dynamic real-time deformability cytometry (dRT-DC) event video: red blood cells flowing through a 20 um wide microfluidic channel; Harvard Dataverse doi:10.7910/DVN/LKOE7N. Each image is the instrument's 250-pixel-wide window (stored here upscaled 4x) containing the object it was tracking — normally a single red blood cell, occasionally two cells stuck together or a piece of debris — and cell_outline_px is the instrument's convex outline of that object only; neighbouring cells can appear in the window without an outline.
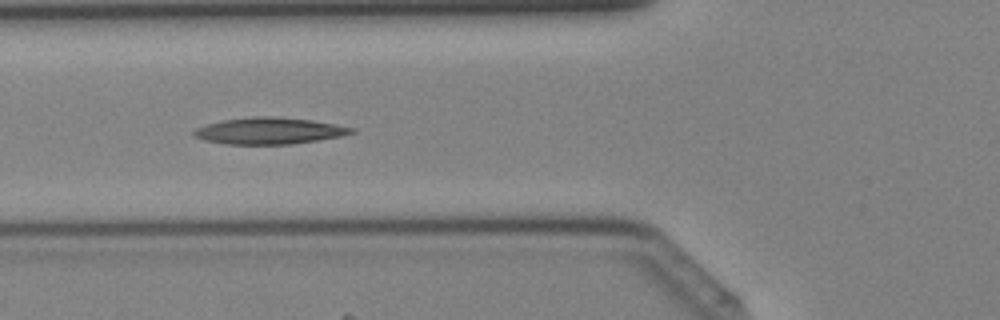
{"species": "Egyptian fruit bat (a non-hibernating species)", "species_latin": "Rousettus aegyptiacus", "temperature_condition": "cold", "stored_images_in_passage": 28, "camera_frame_rate_fps": 3000, "um_per_image_px": 0.085, "animal": {"sex": "female"}, "frame": {"image": 1, "passage_image": 7, "time_ms": 2.0, "image_size_px": [1000, 320], "cell_outline_px": [[356, 132], [340, 136], [292, 144], [224, 144], [204, 140], [192, 136], [192, 132], [196, 128], [208, 124], [224, 120], [252, 116], [276, 116], [312, 120], [336, 124], [356, 128]], "centroid_in_image_um": [22.88, 11.11], "position_along_channel_um": 102.9, "area_um2": 24.45}}
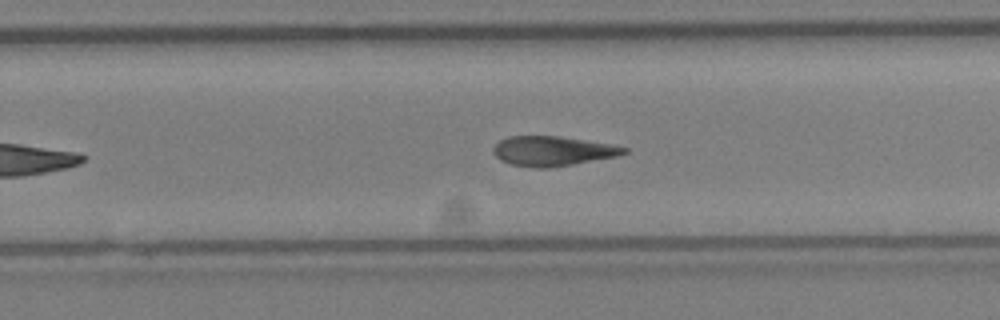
{"frame": {"image": 2, "passage_image": 18, "time_ms": 5.667, "image_size_px": [1000, 320], "cell_outline_px": [[628, 152], [616, 156], [572, 164], [548, 168], [532, 168], [512, 164], [500, 160], [492, 152], [492, 148], [500, 140], [508, 136], [560, 136], [608, 144], [628, 148]], "centroid_in_image_um": [46.92, 12.84], "position_along_channel_um": 282.9, "area_um2": 22.43}}
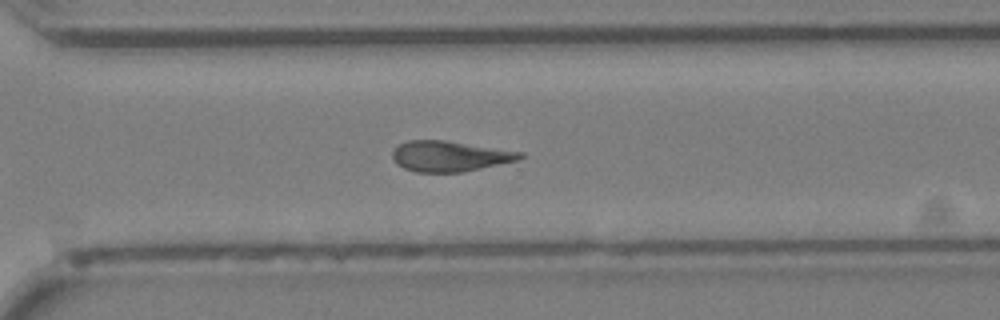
{"frame": {"image": 3, "passage_image": 21, "time_ms": 6.667, "image_size_px": [1000, 320], "cell_outline_px": [[524, 156], [520, 160], [464, 172], [416, 172], [404, 168], [396, 164], [392, 160], [392, 152], [400, 144], [408, 140], [444, 140], [524, 152]], "centroid_in_image_um": [38.24, 13.28], "position_along_channel_um": 332.4, "area_um2": 22.83}}